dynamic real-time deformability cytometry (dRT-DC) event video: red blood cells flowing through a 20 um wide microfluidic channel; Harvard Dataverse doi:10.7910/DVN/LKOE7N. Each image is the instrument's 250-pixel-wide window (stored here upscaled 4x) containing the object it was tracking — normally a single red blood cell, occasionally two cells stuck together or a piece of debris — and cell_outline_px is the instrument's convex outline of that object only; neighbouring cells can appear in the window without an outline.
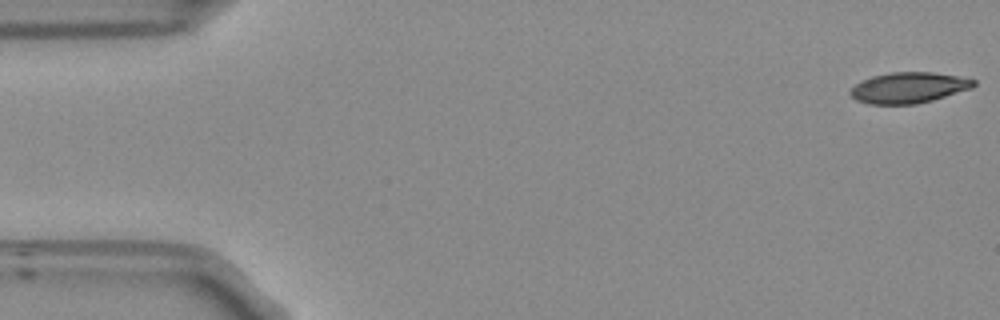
{"species": "Egyptian fruit bat (a non-hibernating species)", "species_latin": "Rousettus aegyptiacus", "temperature_condition": "room temperature", "stored_images_in_passage": 14, "camera_frame_rate_fps": 3000, "um_per_image_px": 0.085, "frame": {"image": 1, "passage_image": 1, "time_ms": 0.0, "image_size_px": [1000, 320], "cell_outline_px": [[976, 84], [972, 88], [932, 100], [916, 104], [868, 104], [856, 100], [848, 92], [856, 84], [872, 76], [892, 72], [932, 72], [956, 76], [976, 80]], "centroid_in_image_um": [77.23, 7.45], "position_along_channel_um": 7.8, "area_um2": 21.96}}
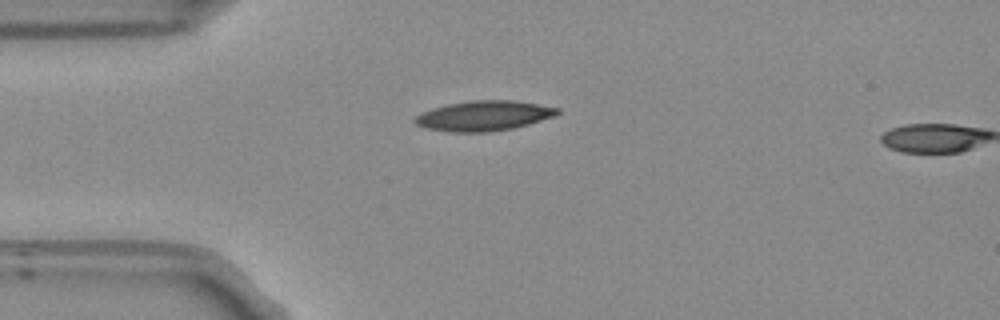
{"frame": {"image": 2, "passage_image": 13, "time_ms": 4.0, "image_size_px": [1000, 320], "cell_outline_px": [[560, 112], [552, 116], [528, 124], [512, 128], [488, 132], [452, 132], [428, 128], [416, 124], [412, 120], [416, 116], [432, 108], [448, 104], [472, 100], [516, 100], [560, 108]], "centroid_in_image_um": [41.12, 9.83], "position_along_channel_um": 43.9, "area_um2": 24.68}}